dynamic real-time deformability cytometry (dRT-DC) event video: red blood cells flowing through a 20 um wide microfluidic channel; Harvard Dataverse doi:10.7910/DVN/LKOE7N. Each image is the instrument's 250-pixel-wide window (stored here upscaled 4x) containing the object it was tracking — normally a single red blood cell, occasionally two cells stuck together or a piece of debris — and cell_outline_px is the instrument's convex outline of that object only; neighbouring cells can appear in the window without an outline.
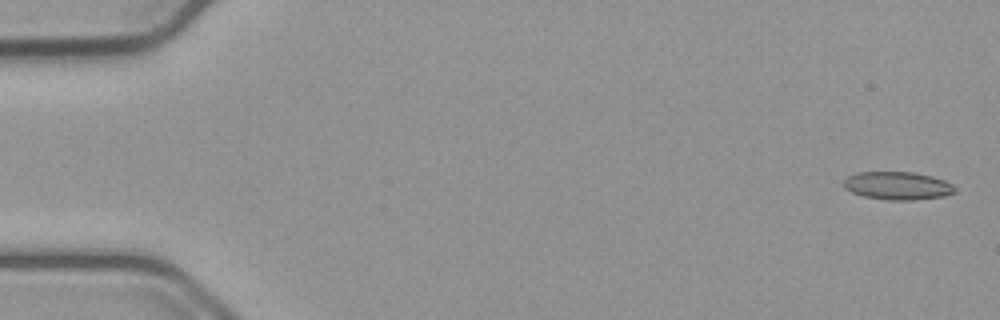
{"species": "common noctule bat (a hibernating species)", "species_latin": "Nyctalus noctula", "temperature_condition": "cold", "stored_images_in_passage": 55, "camera_frame_rate_fps": 3000, "um_per_image_px": 0.085, "animal": {"sex": "male", "body_mass_g": 23.1, "forearm_length_mm": 52.7}, "frame": {"image": 1, "passage_image": 2, "time_ms": 0.333, "image_size_px": [1000, 320], "cell_outline_px": [[956, 192], [944, 196], [912, 200], [888, 200], [864, 196], [852, 192], [844, 188], [844, 180], [848, 176], [856, 172], [912, 172], [932, 176], [944, 180], [952, 184], [956, 188]], "centroid_in_image_um": [76.3, 15.78], "position_along_channel_um": 8.7, "area_um2": 18.15}}
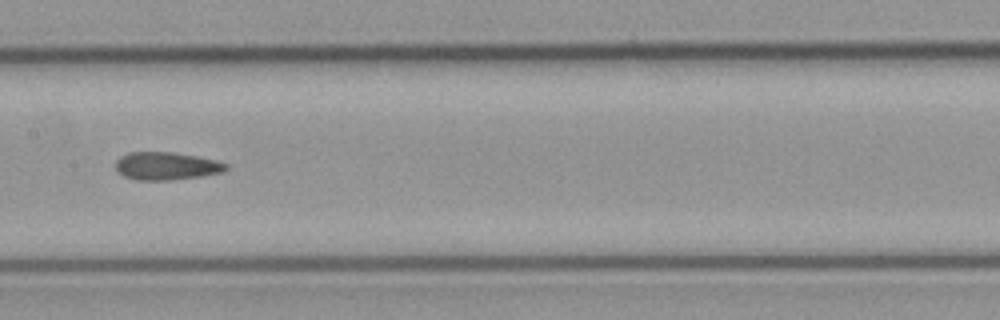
{"frame": {"image": 2, "passage_image": 28, "time_ms": 9.0, "image_size_px": [1000, 320], "cell_outline_px": [[228, 168], [224, 172], [200, 176], [168, 180], [136, 180], [124, 176], [116, 172], [116, 160], [120, 156], [128, 152], [172, 152], [196, 156], [216, 160], [228, 164]], "centroid_in_image_um": [14.12, 14.11], "position_along_channel_um": 193.3, "area_um2": 17.98}}
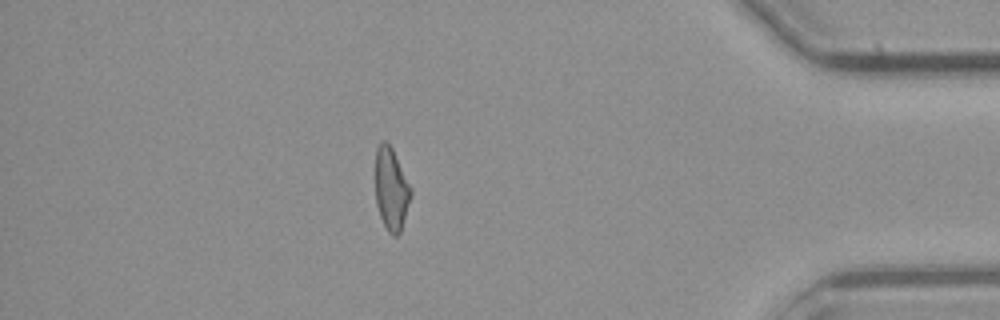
{"frame": {"image": 3, "passage_image": 48, "time_ms": 15.667, "image_size_px": [1000, 320], "cell_outline_px": [[412, 196], [400, 232], [396, 236], [392, 236], [388, 232], [380, 216], [376, 204], [376, 148], [380, 140], [388, 140], [412, 188]], "centroid_in_image_um": [33.26, 16.04], "position_along_channel_um": 401.9, "area_um2": 17.22}, "authors_computed_cell_mechanics": {"area_um2": 18.207, "velocity_mm_per_s": 3.7771, "shape_relaxation_time_tau1_ms": null, "shape_relaxation_time_tau2_ms": 3.0923, "deformation_change_tau1": null, "deformation_change_tau2": 0.1191}}